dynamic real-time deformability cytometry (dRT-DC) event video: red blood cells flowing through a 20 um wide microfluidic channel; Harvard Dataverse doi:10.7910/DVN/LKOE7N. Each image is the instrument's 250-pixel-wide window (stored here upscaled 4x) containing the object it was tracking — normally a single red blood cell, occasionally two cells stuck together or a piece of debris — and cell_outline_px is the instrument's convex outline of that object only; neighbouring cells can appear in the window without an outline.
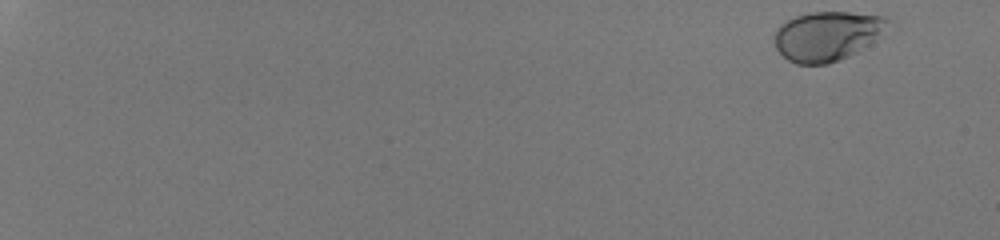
{"species": "human", "species_latin": "Homo sapiens", "temperature_condition": "room temperature", "stored_images_in_passage": 52, "camera_frame_rate_fps": 3000, "um_per_image_px": 0.085, "donor": {"sex": "male"}, "frame": {"image": 1, "passage_image": 1, "time_ms": 0.0, "image_size_px": [1000, 240], "cell_outline_px": [[892, 24], [868, 44], [856, 52], [848, 56], [828, 64], [796, 64], [788, 60], [776, 48], [772, 40], [780, 24], [796, 16], [808, 12], [848, 12], [888, 16]], "centroid_in_image_um": [70.31, 3.04], "position_along_channel_um": 14.7, "area_um2": 32.71}}
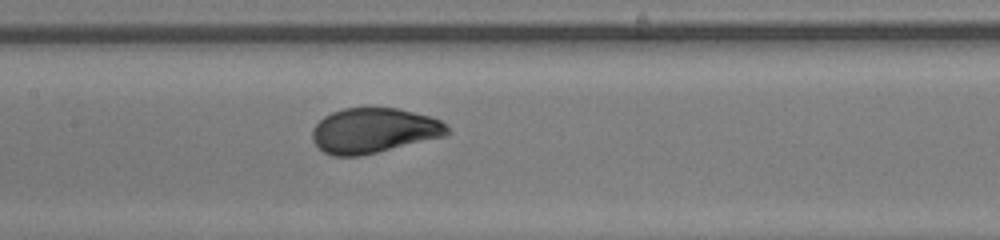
{"frame": {"image": 2, "passage_image": 30, "time_ms": 9.667, "image_size_px": [1000, 240], "cell_outline_px": [[452, 132], [444, 136], [360, 156], [332, 156], [324, 152], [312, 140], [312, 128], [324, 116], [332, 112], [344, 108], [396, 108], [428, 116], [440, 120]], "centroid_in_image_um": [31.74, 11.1], "position_along_channel_um": 175.7, "area_um2": 35.14}}
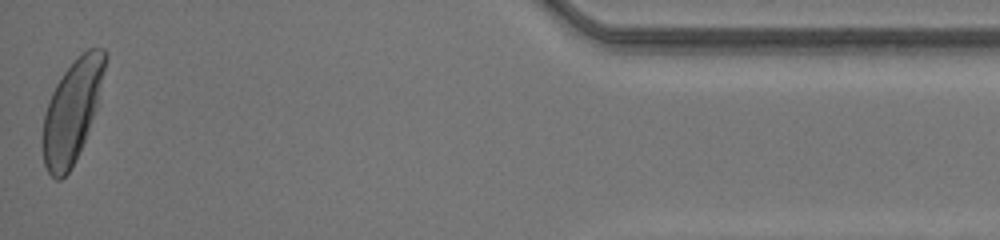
{"frame": {"image": 3, "passage_image": 52, "time_ms": 17.0, "image_size_px": [1000, 240], "cell_outline_px": [[108, 56], [96, 108], [84, 140], [68, 172], [60, 180], [56, 180], [48, 172], [44, 164], [40, 144], [40, 140], [44, 116], [48, 100], [56, 84], [64, 72], [88, 48], [104, 48]], "centroid_in_image_um": [6.09, 9.46], "position_along_channel_um": 429.1, "area_um2": 36.65}, "authors_computed_cell_mechanics": {"area_um2": 34.969, "velocity_mm_per_s": 4.1935, "shape_relaxation_time_tau1_ms": 2.8183, "shape_relaxation_time_tau2_ms": null, "deformation_change_tau1": 0.1507, "deformation_change_tau2": null}}